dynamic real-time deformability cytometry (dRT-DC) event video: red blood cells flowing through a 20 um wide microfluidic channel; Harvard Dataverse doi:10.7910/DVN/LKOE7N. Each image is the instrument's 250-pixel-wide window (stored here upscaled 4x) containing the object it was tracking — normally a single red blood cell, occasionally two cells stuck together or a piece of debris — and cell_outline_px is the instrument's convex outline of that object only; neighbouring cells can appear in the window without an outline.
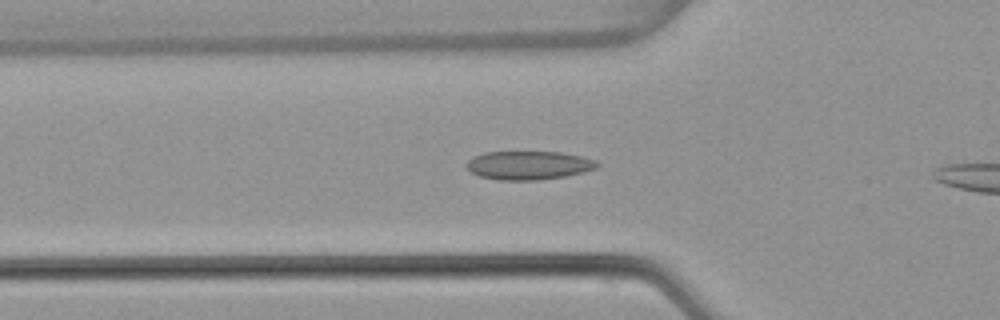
{"species": "common noctule bat (a hibernating species)", "species_latin": "Nyctalus noctula", "temperature_condition": "warm", "stored_images_in_passage": 12, "camera_frame_rate_fps": 3000, "um_per_image_px": 0.085, "animal": {"sex": "female", "body_mass_g": 22.7, "forearm_length_mm": 54.2}, "frame": {"image": 1, "passage_image": 10, "time_ms": 3.0, "image_size_px": [1000, 320], "cell_outline_px": [[600, 164], [596, 168], [584, 172], [564, 176], [540, 180], [496, 180], [480, 176], [472, 172], [464, 164], [468, 160], [484, 152], [560, 152], [580, 156], [596, 160]], "centroid_in_image_um": [44.94, 14.05], "position_along_channel_um": 80.9, "area_um2": 21.73}}